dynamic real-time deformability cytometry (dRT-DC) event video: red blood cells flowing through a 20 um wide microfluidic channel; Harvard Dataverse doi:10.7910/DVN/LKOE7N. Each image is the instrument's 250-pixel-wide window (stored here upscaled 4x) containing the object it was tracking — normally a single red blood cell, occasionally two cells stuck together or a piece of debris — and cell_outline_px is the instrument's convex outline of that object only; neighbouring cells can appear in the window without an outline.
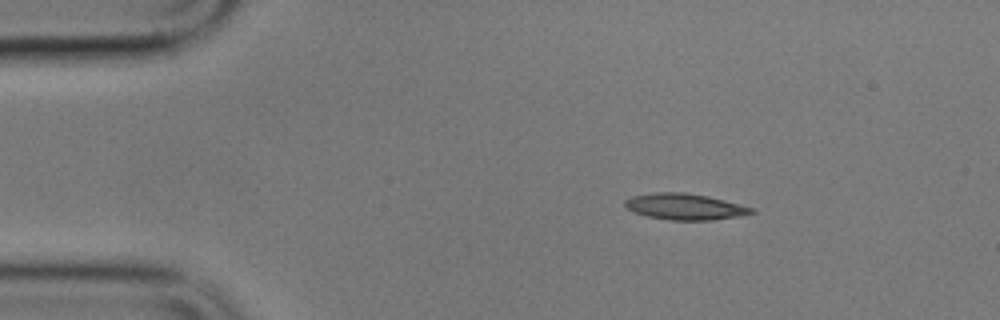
{"species": "common noctule bat (a hibernating species)", "species_latin": "Nyctalus noctula", "temperature_condition": "cold", "stored_images_in_passage": 4, "camera_frame_rate_fps": 3000, "um_per_image_px": 0.085, "animal": {"sex": "male", "body_mass_g": 17.9}, "frame": {"image": 1, "passage_image": 2, "time_ms": 1.333, "image_size_px": [1000, 320], "cell_outline_px": [[756, 212], [736, 216], [712, 220], [672, 220], [648, 216], [632, 212], [624, 204], [624, 200], [632, 196], [656, 192], [684, 192], [708, 196], [740, 204], [752, 208]], "centroid_in_image_um": [58.18, 17.56], "position_along_channel_um": 26.8, "area_um2": 19.13}}